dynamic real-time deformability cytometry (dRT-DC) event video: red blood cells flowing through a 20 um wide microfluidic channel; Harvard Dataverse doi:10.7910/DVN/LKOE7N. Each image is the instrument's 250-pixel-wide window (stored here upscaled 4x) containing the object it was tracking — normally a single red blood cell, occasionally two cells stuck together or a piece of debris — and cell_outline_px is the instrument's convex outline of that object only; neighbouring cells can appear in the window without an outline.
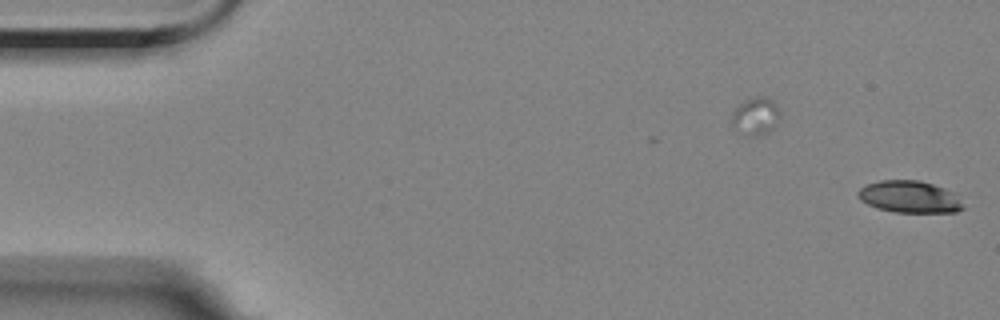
{"species": "Egyptian fruit bat (a non-hibernating species)", "species_latin": "Rousettus aegyptiacus", "temperature_condition": "room temperature", "stored_images_in_passage": 2, "segment_of_instrument_passage": [2, 2], "camera_frame_rate_fps": 3000, "um_per_image_px": 0.085, "animal": {"sex": "female"}, "frame": {"image": 1, "passage_image": 2, "time_ms": 0.333, "image_size_px": [1000, 320], "cell_outline_px": [[964, 208], [956, 212], [896, 212], [876, 208], [860, 200], [856, 192], [864, 184], [880, 180], [920, 180], [944, 188], [952, 192], [964, 204]], "centroid_in_image_um": [77.28, 16.72], "position_along_channel_um": 7.7, "area_um2": 19.65}}